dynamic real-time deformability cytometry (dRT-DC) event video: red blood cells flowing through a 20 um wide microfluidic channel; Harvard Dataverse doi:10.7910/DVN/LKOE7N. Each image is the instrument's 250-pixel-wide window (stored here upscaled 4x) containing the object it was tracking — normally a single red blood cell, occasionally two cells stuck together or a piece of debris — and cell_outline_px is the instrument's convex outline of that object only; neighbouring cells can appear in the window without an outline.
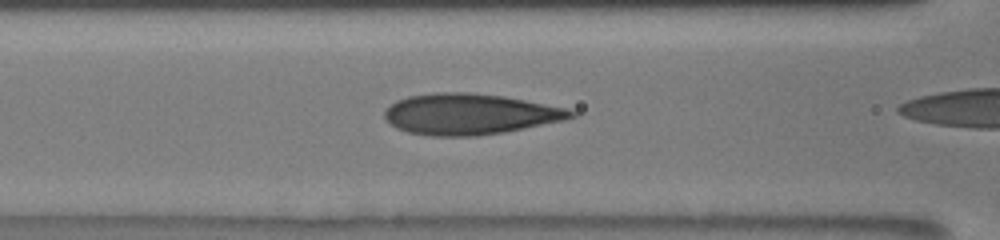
{"species": "human", "species_latin": "Homo sapiens", "temperature_condition": "room temperature", "stored_images_in_passage": 14, "camera_frame_rate_fps": 3000, "um_per_image_px": 0.085, "donor": {"sex": "male"}, "frame": {"image": 1, "passage_image": 10, "time_ms": 3.0, "image_size_px": [1000, 240], "cell_outline_px": [[576, 116], [564, 120], [504, 132], [476, 136], [432, 136], [408, 132], [396, 128], [384, 116], [384, 112], [396, 100], [408, 96], [436, 92], [468, 92], [504, 96], [568, 108], [576, 112]], "centroid_in_image_um": [39.94, 9.69], "position_along_channel_um": 126.7, "area_um2": 44.33}}
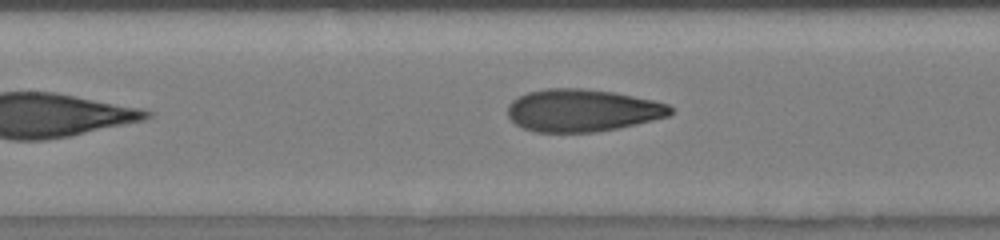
{"frame": {"image": 2, "passage_image": 14, "time_ms": 4.333, "image_size_px": [1000, 240], "cell_outline_px": [[672, 112], [668, 116], [636, 124], [596, 132], [536, 132], [524, 128], [516, 124], [508, 116], [508, 104], [516, 96], [528, 92], [548, 88], [584, 88], [616, 92], [652, 100], [668, 104], [672, 108]], "centroid_in_image_um": [49.47, 9.37], "position_along_channel_um": 157.9, "area_um2": 40.29}}